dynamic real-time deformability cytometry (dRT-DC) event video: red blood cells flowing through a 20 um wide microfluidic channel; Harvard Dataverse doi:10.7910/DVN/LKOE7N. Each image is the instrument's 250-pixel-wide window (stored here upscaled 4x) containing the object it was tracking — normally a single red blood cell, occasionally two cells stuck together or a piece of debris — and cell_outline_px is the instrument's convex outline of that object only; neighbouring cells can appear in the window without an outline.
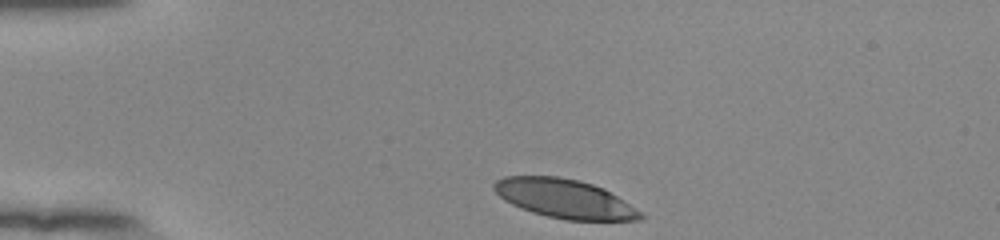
{"species": "human", "species_latin": "Homo sapiens", "temperature_condition": "room temperature", "stored_images_in_passage": 34, "camera_frame_rate_fps": 3000, "um_per_image_px": 0.085, "donor": {"sex": "female"}, "frame": {"image": 1, "passage_image": 1, "time_ms": 0.0, "image_size_px": [1000, 240], "cell_outline_px": [[644, 216], [640, 220], [564, 220], [532, 212], [520, 208], [504, 200], [492, 188], [492, 184], [496, 180], [504, 176], [556, 176], [576, 180], [592, 184], [604, 188], [640, 212]], "centroid_in_image_um": [47.93, 16.88], "position_along_channel_um": 37.1, "area_um2": 32.89}}
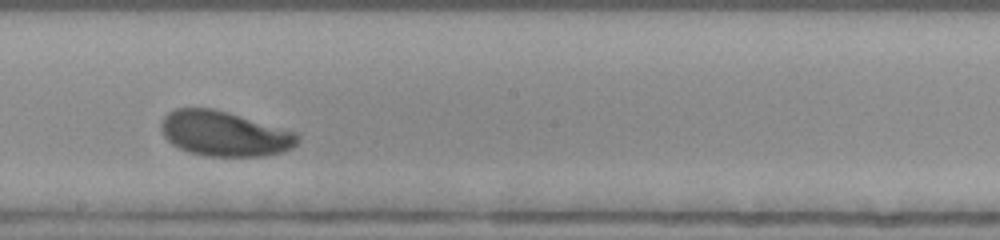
{"frame": {"image": 2, "passage_image": 20, "time_ms": 6.333, "image_size_px": [1000, 240], "cell_outline_px": [[300, 140], [292, 148], [280, 152], [264, 156], [204, 156], [188, 152], [172, 144], [164, 136], [160, 128], [160, 124], [164, 116], [168, 112], [176, 108], [212, 108], [228, 112], [300, 132]], "centroid_in_image_um": [19.1, 11.36], "position_along_channel_um": 229.1, "area_um2": 36.18}}
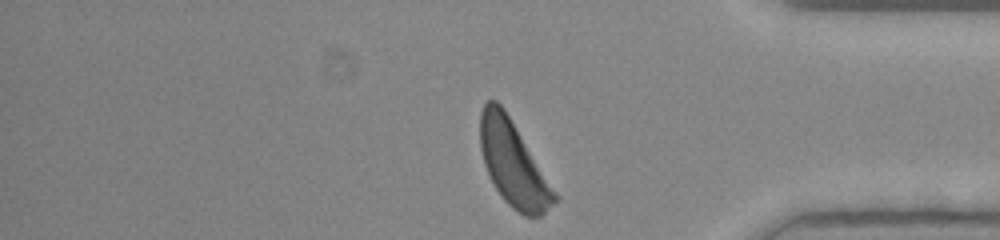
{"frame": {"image": 3, "passage_image": 34, "time_ms": 11.0, "image_size_px": [1000, 240], "cell_outline_px": [[560, 200], [540, 216], [524, 216], [512, 208], [504, 200], [496, 188], [484, 164], [480, 148], [480, 112], [484, 104], [488, 100], [496, 100], [504, 108], [560, 196]], "centroid_in_image_um": [43.66, 13.93], "position_along_channel_um": 391.5, "area_um2": 36.82}, "authors_computed_cell_mechanics": {"area_um2": 36.2406, "velocity_mm_per_s": 3.8308, "shape_relaxation_time_tau1_ms": 3.7968, "shape_relaxation_time_tau2_ms": 2.5927, "deformation_change_tau1": 0.1932, "deformation_change_tau2": 0.0907}}